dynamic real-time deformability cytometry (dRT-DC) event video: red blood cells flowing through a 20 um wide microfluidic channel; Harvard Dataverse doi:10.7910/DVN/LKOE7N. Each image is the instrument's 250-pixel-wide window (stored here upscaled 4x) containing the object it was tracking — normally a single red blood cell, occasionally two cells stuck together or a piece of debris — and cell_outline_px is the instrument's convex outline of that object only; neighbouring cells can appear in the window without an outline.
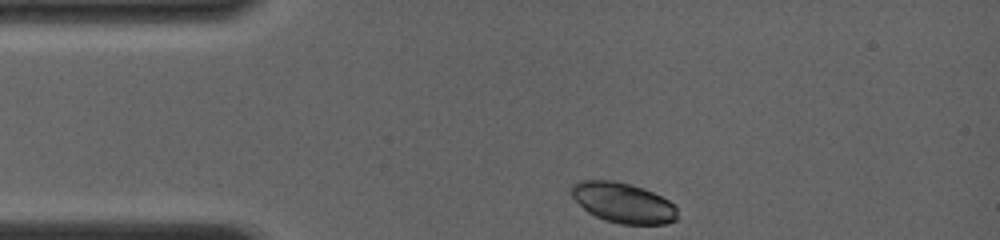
{"species": "common noctule bat (a hibernating species)", "species_latin": "Nyctalus noctula", "temperature_condition": "room temperature", "stored_images_in_passage": 27, "camera_frame_rate_fps": 4000, "um_per_image_px": 0.085, "animal": {"sex": "female", "body_mass_g": 19.0, "forearm_length_mm": 56.7}, "frame": {"image": 1, "passage_image": 1, "time_ms": 0.0, "image_size_px": [1000, 240], "cell_outline_px": [[676, 220], [668, 224], [620, 224], [604, 220], [588, 212], [572, 196], [568, 188], [572, 184], [580, 180], [612, 180], [632, 184], [644, 188], [676, 204]], "centroid_in_image_um": [52.95, 17.22], "position_along_channel_um": 32.0, "area_um2": 25.03}}
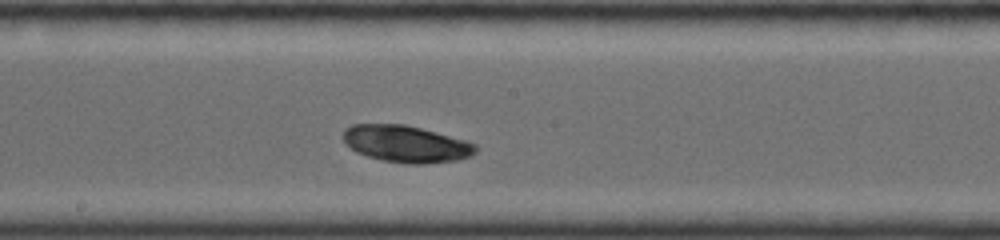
{"frame": {"image": 2, "passage_image": 16, "time_ms": 5.5, "image_size_px": [1000, 240], "cell_outline_px": [[476, 152], [468, 156], [456, 160], [424, 164], [408, 164], [384, 160], [368, 156], [356, 152], [344, 140], [344, 128], [352, 124], [404, 124], [436, 132], [464, 140], [476, 144]], "centroid_in_image_um": [34.5, 12.22], "position_along_channel_um": 213.7, "area_um2": 28.09}}
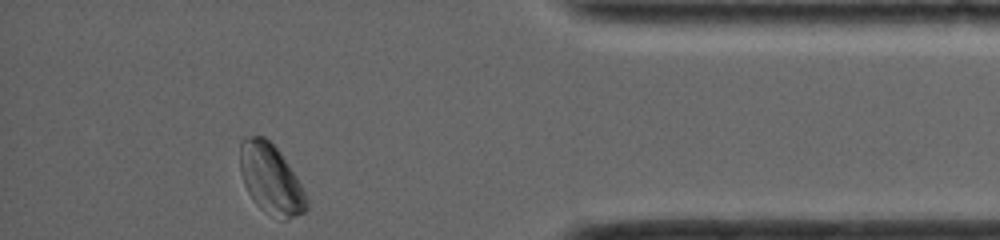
{"frame": {"image": 3, "passage_image": 27, "time_ms": 11.0, "image_size_px": [1000, 240], "cell_outline_px": [[308, 208], [304, 212], [284, 220], [260, 208], [256, 204], [248, 192], [244, 184], [240, 172], [240, 144], [244, 136], [264, 136], [280, 152], [296, 176], [308, 200]], "centroid_in_image_um": [23.0, 15.2], "position_along_channel_um": 412.2, "area_um2": 26.76}, "authors_computed_cell_mechanics": {"area_um2": 26.8192, "velocity_mm_per_s": 3.9864, "shape_relaxation_time_tau1_ms": 3.5473, "shape_relaxation_time_tau2_ms": 1.5318, "deformation_change_tau1": 0.0689, "deformation_change_tau2": 0.0296}}